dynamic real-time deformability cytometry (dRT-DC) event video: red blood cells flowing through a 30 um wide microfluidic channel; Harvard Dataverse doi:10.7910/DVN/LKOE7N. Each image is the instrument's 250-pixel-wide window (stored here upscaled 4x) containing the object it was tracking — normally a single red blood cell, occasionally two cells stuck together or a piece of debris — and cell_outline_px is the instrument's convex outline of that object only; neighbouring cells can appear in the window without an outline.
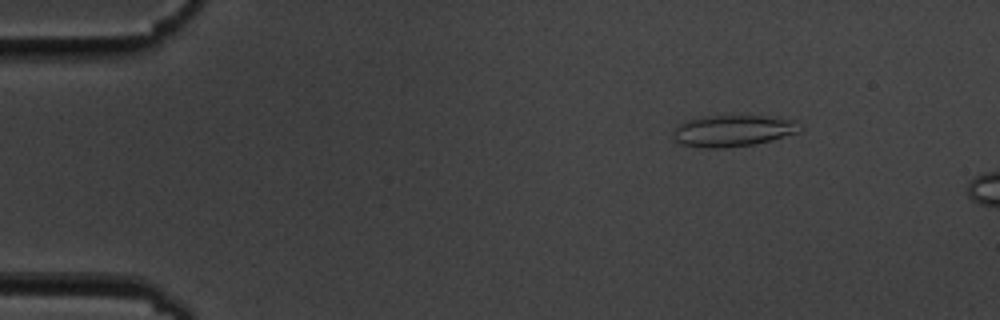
{"species": "common noctule bat (a hibernating species)", "species_latin": "Nyctalus noctula", "temperature_condition": "cold", "stored_images_in_passage": 13, "camera_frame_rate_fps": 3000, "um_per_image_px": 0.085, "animal": {"sex": "male", "body_mass_g": 19.5, "forearm_length_mm": 54.6}, "frame": {"image": 1, "passage_image": 8, "time_ms": 2.333, "image_size_px": [1000, 320], "cell_outline_px": [[804, 128], [800, 132], [772, 140], [752, 144], [724, 148], [700, 148], [680, 144], [676, 140], [672, 132], [684, 120], [700, 116], [764, 116], [796, 120]], "centroid_in_image_um": [62.31, 11.11], "position_along_channel_um": 22.7, "area_um2": 23.47}}